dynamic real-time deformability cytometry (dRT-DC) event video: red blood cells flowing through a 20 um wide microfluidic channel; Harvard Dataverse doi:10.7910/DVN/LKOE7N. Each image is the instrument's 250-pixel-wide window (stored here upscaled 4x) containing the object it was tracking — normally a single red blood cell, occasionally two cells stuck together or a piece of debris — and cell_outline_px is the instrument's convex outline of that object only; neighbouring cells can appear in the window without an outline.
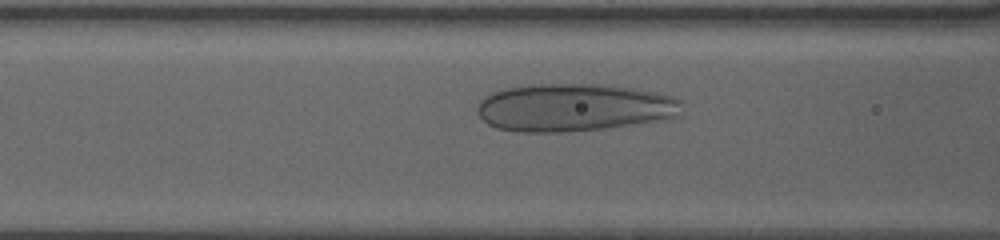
{"species": "human", "species_latin": "Homo sapiens", "temperature_condition": "warm", "stored_images_in_passage": 35, "camera_frame_rate_fps": 3000, "um_per_image_px": 0.085, "donor": {"sex": "female"}, "frame": {"image": 1, "passage_image": 8, "time_ms": 2.333, "image_size_px": [1000, 240], "cell_outline_px": [[680, 116], [604, 128], [560, 132], [516, 132], [496, 128], [488, 124], [476, 112], [476, 108], [480, 100], [484, 96], [492, 92], [508, 88], [532, 84], [608, 84], [656, 92], [672, 96], [680, 100]], "centroid_in_image_um": [48.72, 9.13], "position_along_channel_um": 117.9, "area_um2": 56.82}}
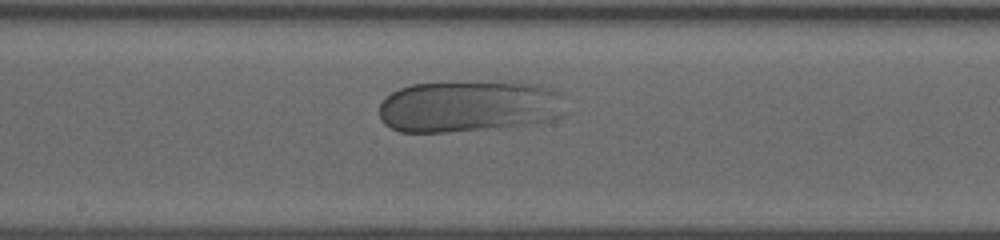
{"frame": {"image": 2, "passage_image": 16, "time_ms": 5.0, "image_size_px": [1000, 240], "cell_outline_px": [[564, 112], [560, 116], [548, 120], [520, 124], [448, 132], [400, 132], [384, 124], [380, 116], [380, 104], [392, 92], [400, 88], [412, 84], [536, 84], [552, 88], [560, 92]], "centroid_in_image_um": [39.8, 9.06], "position_along_channel_um": 208.4, "area_um2": 54.33}}
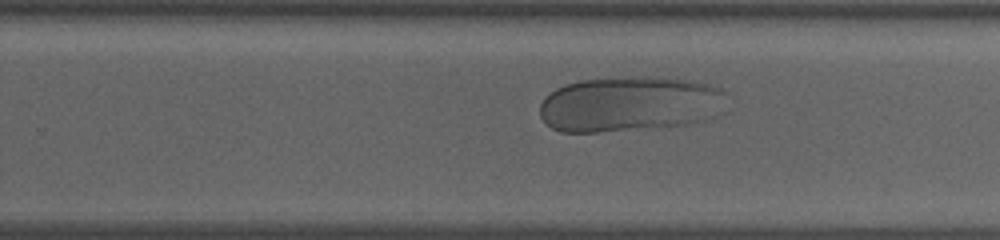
{"frame": {"image": 3, "passage_image": 22, "time_ms": 7.0, "image_size_px": [1000, 240], "cell_outline_px": [[724, 92], [720, 116], [708, 120], [684, 124], [596, 132], [560, 132], [552, 128], [540, 116], [540, 104], [544, 96], [556, 88], [564, 84], [580, 80], [628, 76], [656, 76], [692, 80], [720, 88]], "centroid_in_image_um": [53.5, 8.82], "position_along_channel_um": 276.3, "area_um2": 60.57}}